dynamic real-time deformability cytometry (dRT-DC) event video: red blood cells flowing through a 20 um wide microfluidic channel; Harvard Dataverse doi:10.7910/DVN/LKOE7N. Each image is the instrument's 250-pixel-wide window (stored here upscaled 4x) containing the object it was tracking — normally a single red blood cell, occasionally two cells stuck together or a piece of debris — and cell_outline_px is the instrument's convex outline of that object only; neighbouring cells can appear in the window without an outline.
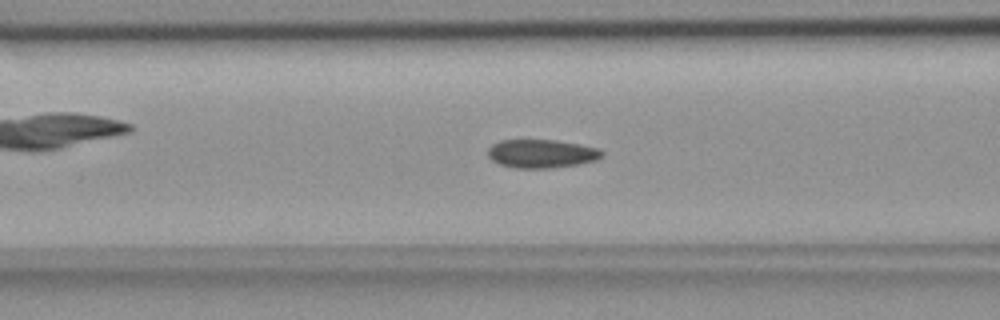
{"species": "common noctule bat (a hibernating species)", "species_latin": "Nyctalus noctula", "temperature_condition": "room temperature", "stored_images_in_passage": 43, "camera_frame_rate_fps": 3000, "um_per_image_px": 0.085, "animal": {"sex": "female", "body_mass_g": 18.4}, "frame": {"image": 1, "passage_image": 10, "time_ms": 3.0, "image_size_px": [1000, 320], "cell_outline_px": [[604, 156], [596, 160], [576, 164], [548, 168], [516, 168], [500, 164], [492, 160], [488, 156], [488, 148], [492, 144], [500, 140], [556, 140], [580, 144], [600, 148], [604, 152]], "centroid_in_image_um": [46.05, 13.05], "position_along_channel_um": 120.6, "area_um2": 18.96}}
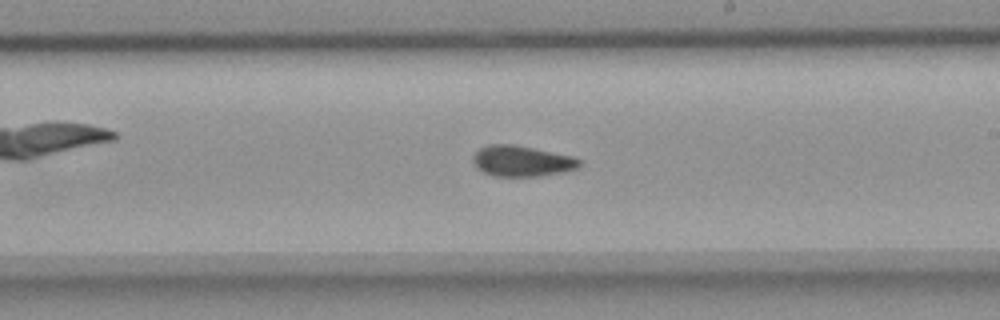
{"frame": {"image": 2, "passage_image": 20, "time_ms": 6.333, "image_size_px": [1000, 320], "cell_outline_px": [[580, 168], [564, 172], [544, 176], [492, 176], [476, 168], [472, 160], [472, 156], [480, 148], [492, 144], [512, 144], [572, 156], [580, 160]], "centroid_in_image_um": [44.35, 13.71], "position_along_channel_um": 244.6, "area_um2": 19.13}}
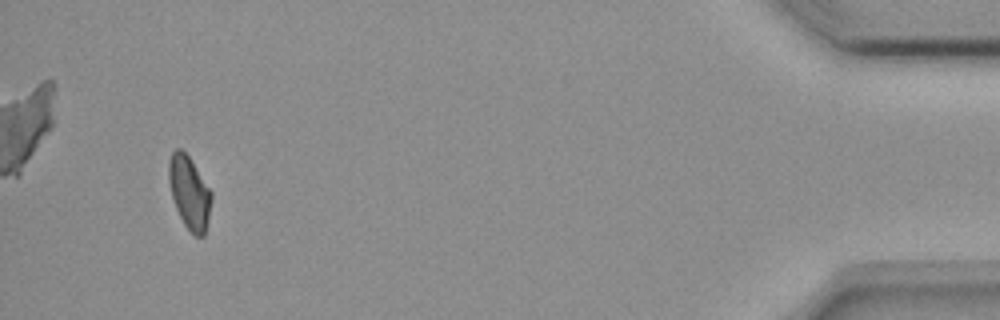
{"frame": {"image": 3, "passage_image": 40, "time_ms": 13.0, "image_size_px": [1000, 320], "cell_outline_px": [[212, 200], [208, 220], [204, 236], [196, 236], [184, 224], [176, 208], [172, 196], [168, 180], [168, 160], [172, 152], [176, 148], [180, 148], [188, 156], [212, 192]], "centroid_in_image_um": [16.09, 16.35], "position_along_channel_um": 419.1, "area_um2": 17.92}, "authors_computed_cell_mechanics": {"area_um2": 18.8428, "velocity_mm_per_s": 3.7332, "shape_relaxation_time_tau1_ms": null, "shape_relaxation_time_tau2_ms": 6.246, "deformation_change_tau1": null, "deformation_change_tau2": 0.0782}}